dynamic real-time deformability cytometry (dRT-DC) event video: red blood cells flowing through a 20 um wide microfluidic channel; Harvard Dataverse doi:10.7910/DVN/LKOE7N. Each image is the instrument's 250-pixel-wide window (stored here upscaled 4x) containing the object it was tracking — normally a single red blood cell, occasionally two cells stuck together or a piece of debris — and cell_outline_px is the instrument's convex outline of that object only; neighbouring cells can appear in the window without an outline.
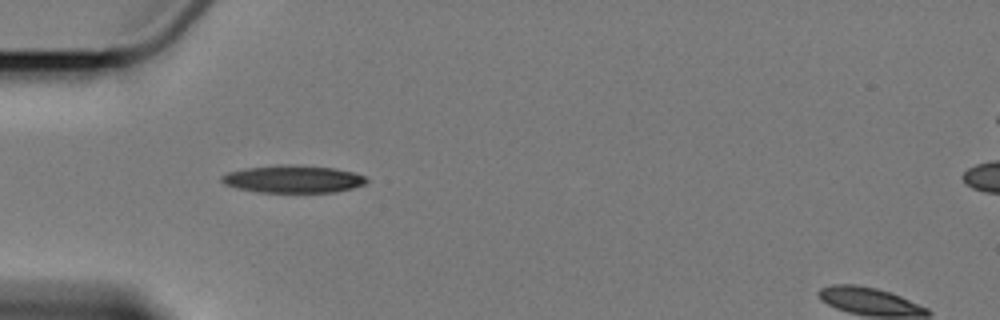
{"species": "Egyptian fruit bat (a non-hibernating species)", "species_latin": "Rousettus aegyptiacus", "temperature_condition": "cold", "stored_images_in_passage": 4, "camera_frame_rate_fps": 3000, "um_per_image_px": 0.085, "animal": {"sex": "female"}, "frame": {"image": 1, "passage_image": 2, "time_ms": 1.0, "image_size_px": [1000, 320], "cell_outline_px": [[368, 180], [364, 184], [352, 188], [336, 192], [256, 192], [236, 188], [224, 184], [220, 180], [220, 176], [228, 172], [244, 168], [280, 164], [332, 168], [356, 172], [364, 176]], "centroid_in_image_um": [24.87, 15.22], "position_along_channel_um": 60.1, "area_um2": 23.24}}
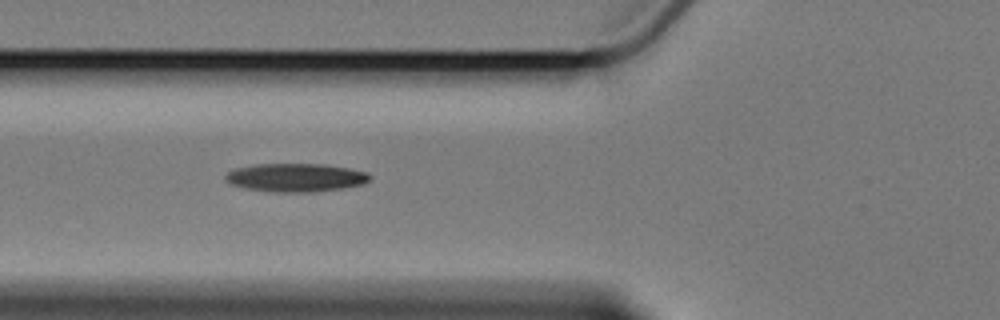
{"frame": {"image": 2, "passage_image": 3, "time_ms": 2.333, "image_size_px": [1000, 320], "cell_outline_px": [[372, 176], [364, 184], [340, 188], [312, 192], [272, 192], [244, 188], [232, 184], [224, 180], [224, 176], [228, 172], [236, 168], [256, 164], [324, 164], [348, 168], [368, 172]], "centroid_in_image_um": [25.12, 15.09], "position_along_channel_um": 100.7, "area_um2": 23.87}}
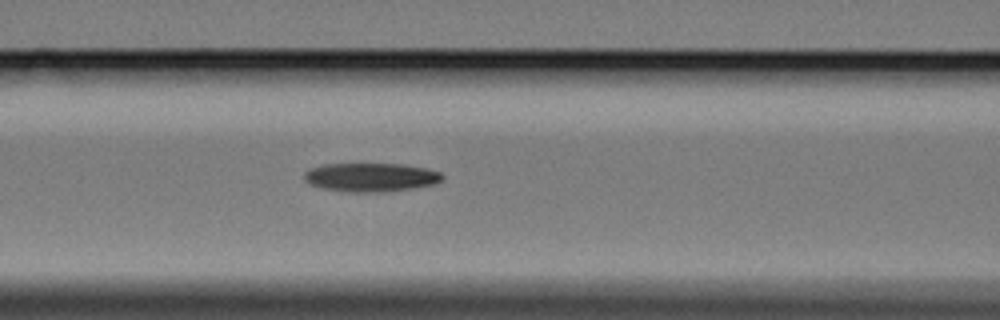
{"frame": {"image": 3, "passage_image": 4, "time_ms": 3.333, "image_size_px": [1000, 320], "cell_outline_px": [[444, 176], [436, 184], [412, 188], [384, 192], [348, 192], [324, 188], [308, 184], [304, 180], [304, 172], [312, 168], [324, 164], [404, 164], [428, 168], [440, 172]], "centroid_in_image_um": [31.53, 15.06], "position_along_channel_um": 135.1, "area_um2": 23.18}}